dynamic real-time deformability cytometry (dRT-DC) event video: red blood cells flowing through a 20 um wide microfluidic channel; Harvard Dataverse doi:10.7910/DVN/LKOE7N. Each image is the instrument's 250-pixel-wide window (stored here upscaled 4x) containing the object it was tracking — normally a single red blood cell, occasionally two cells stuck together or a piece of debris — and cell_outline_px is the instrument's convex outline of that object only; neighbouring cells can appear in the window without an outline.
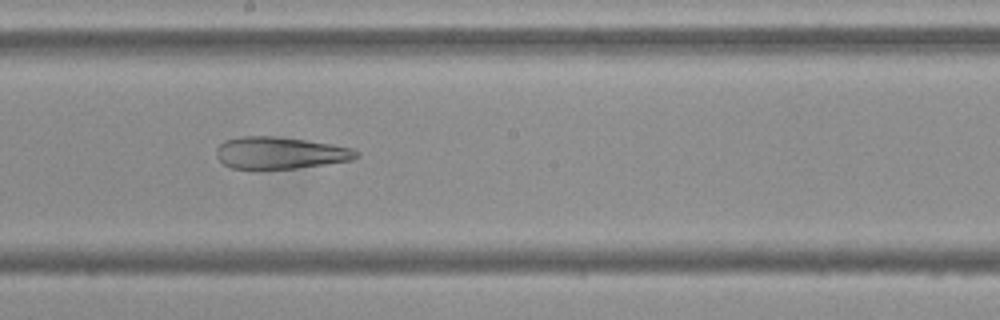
{"species": "Egyptian fruit bat (a non-hibernating species)", "species_latin": "Rousettus aegyptiacus", "temperature_condition": "cold", "stored_images_in_passage": 55, "camera_frame_rate_fps": 3000, "um_per_image_px": 0.085, "frame": {"image": 1, "passage_image": 30, "time_ms": 9.667, "image_size_px": [1000, 320], "cell_outline_px": [[360, 156], [352, 160], [296, 168], [232, 168], [224, 164], [216, 156], [216, 148], [224, 140], [240, 136], [272, 136], [304, 140], [332, 144], [352, 148], [360, 152]], "centroid_in_image_um": [23.81, 12.98], "position_along_channel_um": 224.4, "area_um2": 25.89}}
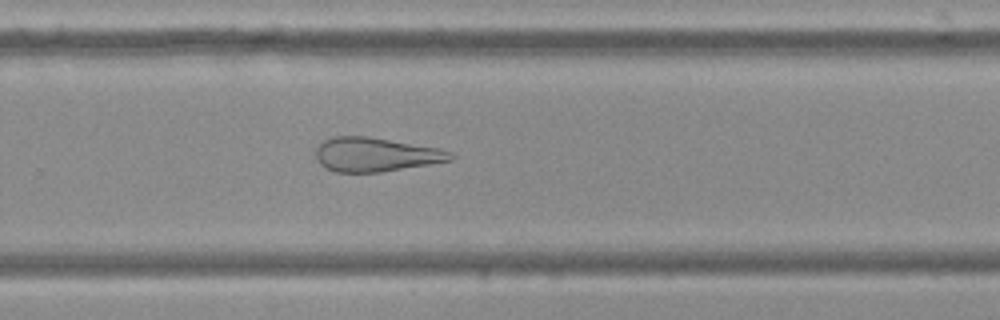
{"frame": {"image": 2, "passage_image": 36, "time_ms": 11.667, "image_size_px": [1000, 320], "cell_outline_px": [[456, 156], [452, 160], [380, 172], [336, 172], [320, 164], [316, 156], [316, 148], [324, 140], [336, 136], [368, 136], [436, 148], [452, 152]], "centroid_in_image_um": [31.92, 13.13], "position_along_channel_um": 297.9, "area_um2": 26.36}}
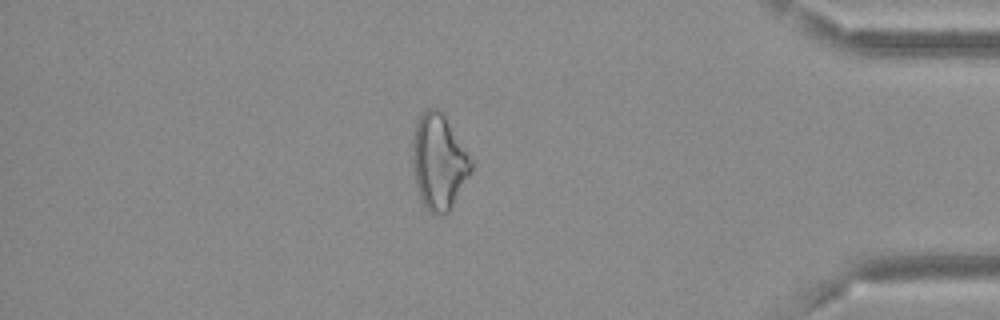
{"frame": {"image": 3, "passage_image": 47, "time_ms": 15.333, "image_size_px": [1000, 320], "cell_outline_px": [[472, 172], [448, 212], [444, 216], [440, 216], [428, 212], [420, 196], [412, 172], [412, 144], [416, 120], [420, 112], [428, 108], [440, 108], [444, 112], [468, 156], [472, 164]], "centroid_in_image_um": [37.26, 13.73], "position_along_channel_um": 397.9, "area_um2": 32.77}}